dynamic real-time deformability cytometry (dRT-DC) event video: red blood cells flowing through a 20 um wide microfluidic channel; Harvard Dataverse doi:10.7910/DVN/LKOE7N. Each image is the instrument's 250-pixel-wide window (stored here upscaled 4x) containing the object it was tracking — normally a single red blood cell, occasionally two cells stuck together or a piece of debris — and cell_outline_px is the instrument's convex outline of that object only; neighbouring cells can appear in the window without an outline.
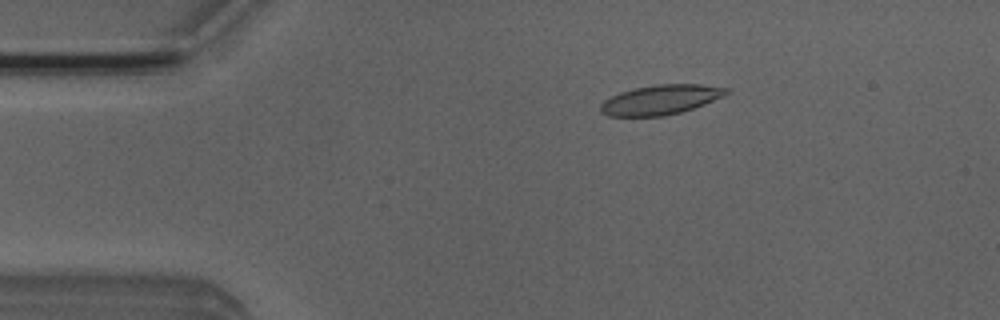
{"species": "Egyptian fruit bat (a non-hibernating species)", "species_latin": "Rousettus aegyptiacus", "temperature_condition": "room temperature", "stored_images_in_passage": 3, "camera_frame_rate_fps": 3000, "um_per_image_px": 0.085, "animal": {"sex": "male"}, "frame": {"image": 1, "passage_image": 1, "time_ms": 0.0, "image_size_px": [1000, 320], "cell_outline_px": [[728, 92], [724, 96], [704, 104], [680, 112], [664, 116], [608, 116], [600, 112], [600, 104], [604, 100], [620, 92], [632, 88], [656, 84], [700, 84], [728, 88]], "centroid_in_image_um": [56.12, 8.47], "position_along_channel_um": 28.9, "area_um2": 21.73}}
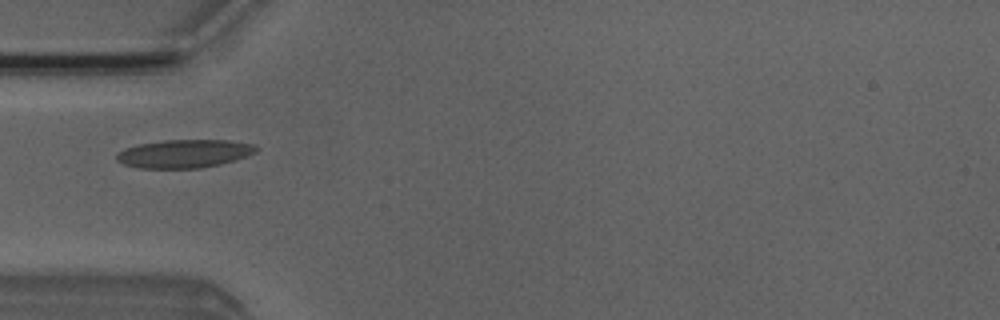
{"frame": {"image": 2, "passage_image": 3, "time_ms": 2.333, "image_size_px": [1000, 320], "cell_outline_px": [[256, 152], [220, 164], [200, 168], [140, 168], [124, 164], [116, 160], [116, 152], [124, 148], [140, 144], [164, 140], [228, 140], [252, 144], [256, 148]], "centroid_in_image_um": [15.59, 13.06], "position_along_channel_um": 69.4, "area_um2": 22.72}}